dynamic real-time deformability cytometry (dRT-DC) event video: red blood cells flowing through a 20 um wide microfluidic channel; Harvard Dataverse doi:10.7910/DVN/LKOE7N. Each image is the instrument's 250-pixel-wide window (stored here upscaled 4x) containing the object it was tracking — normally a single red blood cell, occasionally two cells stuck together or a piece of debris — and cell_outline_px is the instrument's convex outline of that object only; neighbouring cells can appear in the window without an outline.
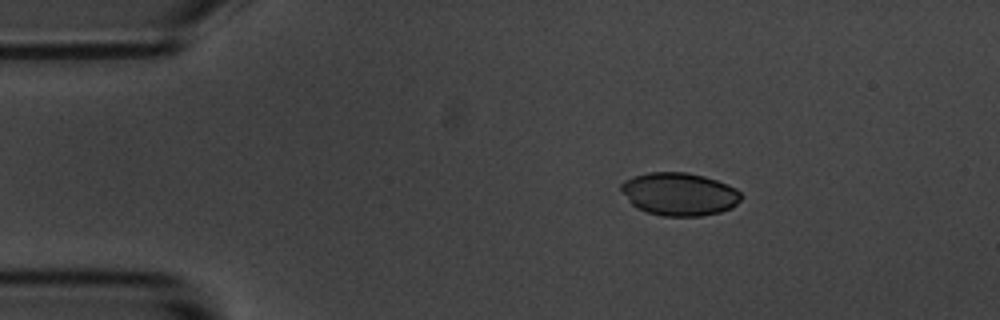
{"species": "common noctule bat (a hibernating species)", "species_latin": "Nyctalus noctula", "temperature_condition": "room temperature", "stored_images_in_passage": 3, "camera_frame_rate_fps": 3000, "um_per_image_px": 0.085, "animal": {"sex": "male", "body_mass_g": 20.1, "forearm_length_mm": 53.5}, "frame": {"image": 1, "passage_image": 1, "time_ms": 0.0, "image_size_px": [1000, 320], "cell_outline_px": [[740, 200], [732, 208], [720, 212], [700, 216], [664, 216], [648, 212], [636, 208], [620, 192], [620, 184], [624, 180], [632, 176], [648, 172], [688, 172], [704, 176], [716, 180], [736, 188], [740, 192]], "centroid_in_image_um": [57.7, 16.49], "position_along_channel_um": 27.3, "area_um2": 30.17}}